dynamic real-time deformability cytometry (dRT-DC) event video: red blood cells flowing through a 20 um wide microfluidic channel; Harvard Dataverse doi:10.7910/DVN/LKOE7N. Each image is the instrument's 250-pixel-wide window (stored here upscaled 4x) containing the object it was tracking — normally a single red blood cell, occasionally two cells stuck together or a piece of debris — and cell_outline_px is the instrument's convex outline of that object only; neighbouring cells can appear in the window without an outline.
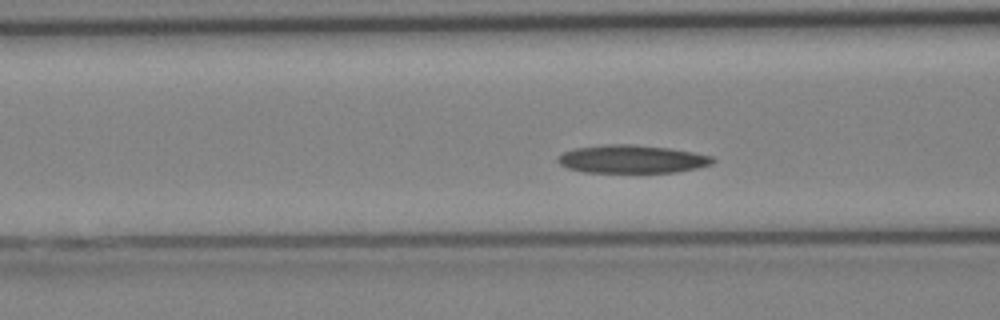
{"species": "Egyptian fruit bat (a non-hibernating species)", "species_latin": "Rousettus aegyptiacus", "temperature_condition": "cold", "stored_images_in_passage": 14, "camera_frame_rate_fps": 3000, "um_per_image_px": 0.085, "animal": {"sex": "female"}, "frame": {"image": 1, "passage_image": 14, "time_ms": 4.333, "image_size_px": [1000, 320], "cell_outline_px": [[716, 160], [712, 164], [696, 168], [676, 172], [584, 172], [568, 168], [560, 164], [556, 160], [564, 152], [576, 148], [604, 144], [632, 144], [668, 148], [692, 152], [712, 156]], "centroid_in_image_um": [53.72, 13.52], "position_along_channel_um": 112.9, "area_um2": 25.2}}